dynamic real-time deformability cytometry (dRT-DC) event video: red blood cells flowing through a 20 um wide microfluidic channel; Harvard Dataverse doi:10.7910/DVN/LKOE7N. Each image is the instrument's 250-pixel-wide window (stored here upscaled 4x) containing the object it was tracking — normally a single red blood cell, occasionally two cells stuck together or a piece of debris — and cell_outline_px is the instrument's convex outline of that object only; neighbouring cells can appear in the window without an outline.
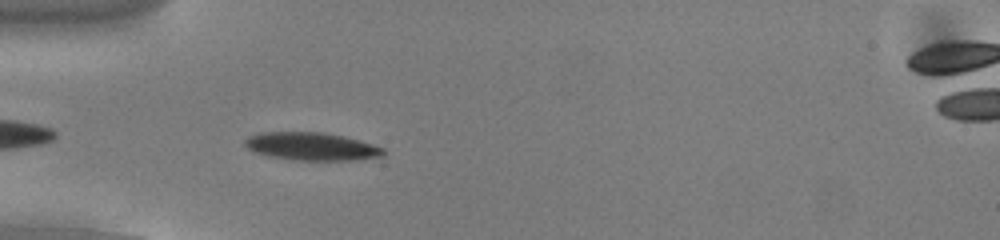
{"species": "common noctule bat (a hibernating species)", "species_latin": "Nyctalus noctula", "temperature_condition": "cold", "stored_images_in_passage": 40, "camera_frame_rate_fps": 3000, "um_per_image_px": 0.085, "animal": {"sex": "male", "body_mass_g": 13.0, "forearm_length_mm": 53.1}, "frame": {"image": 1, "passage_image": 3, "time_ms": 0.667, "image_size_px": [1000, 240], "cell_outline_px": [[384, 152], [380, 156], [352, 160], [292, 160], [268, 156], [256, 152], [248, 148], [244, 144], [244, 140], [248, 136], [260, 132], [324, 132], [344, 136], [360, 140], [384, 148]], "centroid_in_image_um": [26.44, 12.43], "position_along_channel_um": 58.6, "area_um2": 22.48}}
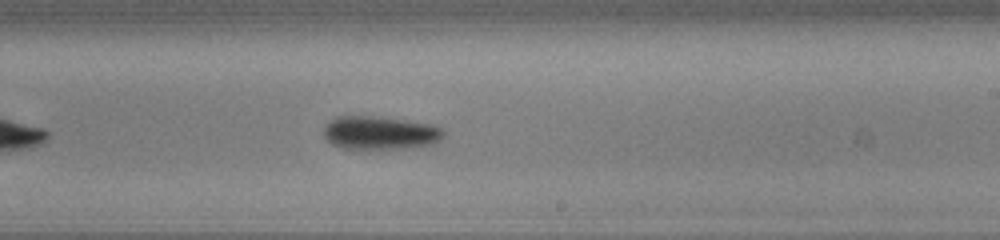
{"frame": {"image": 2, "passage_image": 19, "time_ms": 6.0, "image_size_px": [1000, 240], "cell_outline_px": [[444, 136], [440, 140], [432, 144], [408, 148], [372, 152], [356, 152], [332, 144], [324, 136], [324, 128], [336, 116], [368, 116], [432, 124], [440, 128], [444, 132]], "centroid_in_image_um": [32.27, 11.36], "position_along_channel_um": 256.7, "area_um2": 23.93}}
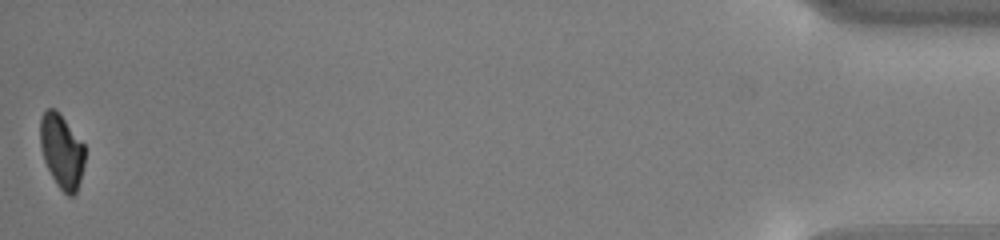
{"frame": {"image": 3, "passage_image": 40, "time_ms": 13.0, "image_size_px": [1000, 240], "cell_outline_px": [[84, 164], [80, 180], [76, 192], [72, 196], [68, 196], [56, 184], [44, 160], [40, 144], [40, 116], [48, 108], [52, 108], [64, 120], [84, 144]], "centroid_in_image_um": [5.24, 12.87], "position_along_channel_um": 430.0, "area_um2": 18.84}, "authors_computed_cell_mechanics": {"area_um2": 22.7154, "velocity_mm_per_s": 3.8307, "shape_relaxation_time_tau1_ms": 2.7973, "shape_relaxation_time_tau2_ms": null, "deformation_change_tau1": 0.1059, "deformation_change_tau2": null}}